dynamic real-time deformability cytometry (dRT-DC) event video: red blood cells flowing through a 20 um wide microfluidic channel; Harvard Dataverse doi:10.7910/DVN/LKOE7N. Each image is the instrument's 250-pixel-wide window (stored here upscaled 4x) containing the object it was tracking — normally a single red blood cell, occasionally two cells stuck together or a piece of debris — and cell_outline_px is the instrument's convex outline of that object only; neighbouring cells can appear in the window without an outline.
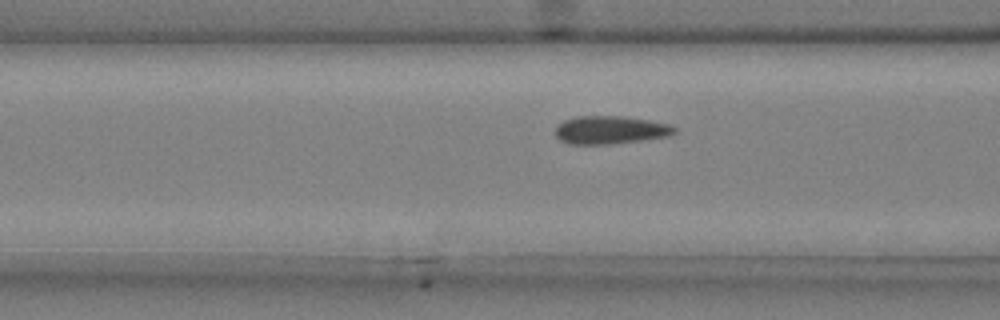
{"species": "common noctule bat (a hibernating species)", "species_latin": "Nyctalus noctula", "temperature_condition": "cold", "stored_images_in_passage": 39, "camera_frame_rate_fps": 3000, "um_per_image_px": 0.085, "animal": {"sex": "male", "body_mass_g": 20.4}, "frame": {"image": 1, "passage_image": 13, "time_ms": 4.0, "image_size_px": [1000, 320], "cell_outline_px": [[676, 132], [672, 136], [612, 144], [568, 144], [560, 140], [556, 136], [556, 124], [564, 120], [576, 116], [624, 116], [648, 120], [668, 124], [676, 128]], "centroid_in_image_um": [51.87, 11.05], "position_along_channel_um": 114.7, "area_um2": 19.65}}
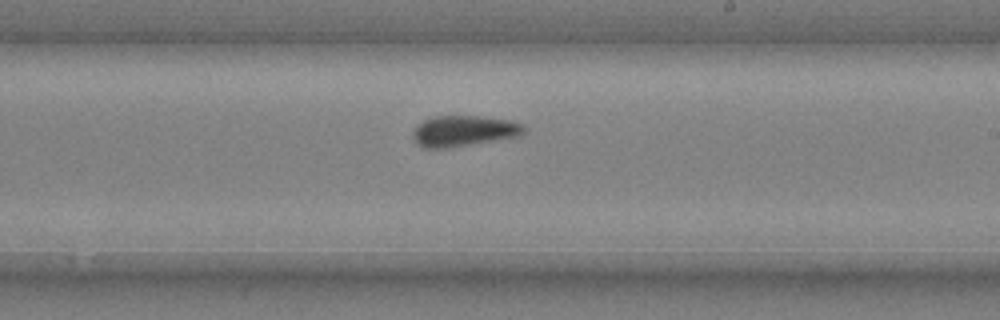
{"frame": {"image": 2, "passage_image": 24, "time_ms": 7.667, "image_size_px": [1000, 320], "cell_outline_px": [[524, 132], [520, 136], [448, 148], [424, 148], [416, 144], [412, 140], [412, 132], [416, 124], [432, 116], [484, 116], [512, 120], [524, 124]], "centroid_in_image_um": [39.39, 11.12], "position_along_channel_um": 249.6, "area_um2": 20.35}}
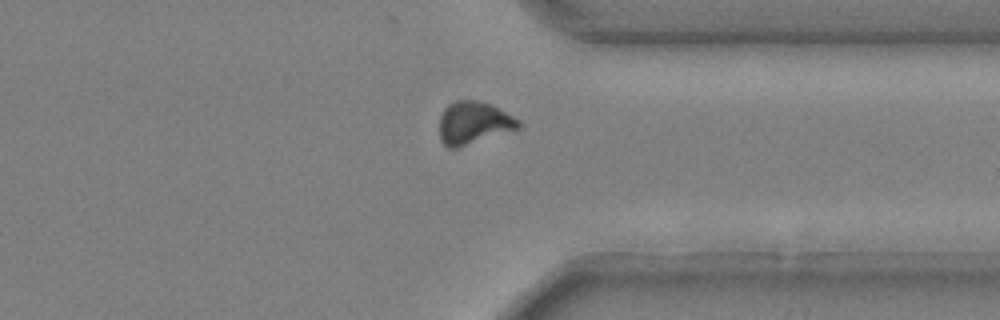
{"frame": {"image": 3, "passage_image": 34, "time_ms": 11.0, "image_size_px": [1000, 320], "cell_outline_px": [[520, 128], [456, 148], [448, 148], [440, 140], [440, 116], [444, 108], [448, 104], [456, 100], [476, 100], [492, 104], [520, 120]], "centroid_in_image_um": [40.25, 10.43], "position_along_channel_um": 371.2, "area_um2": 19.59}}